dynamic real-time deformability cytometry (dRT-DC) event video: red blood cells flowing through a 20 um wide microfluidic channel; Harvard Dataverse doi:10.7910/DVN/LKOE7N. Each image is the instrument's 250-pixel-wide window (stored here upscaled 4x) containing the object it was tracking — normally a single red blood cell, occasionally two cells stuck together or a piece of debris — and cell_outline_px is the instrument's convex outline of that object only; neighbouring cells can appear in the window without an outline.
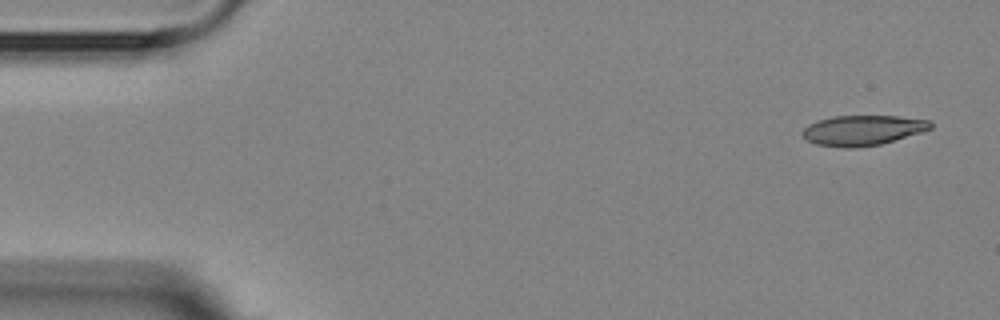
{"species": "Egyptian fruit bat (a non-hibernating species)", "species_latin": "Rousettus aegyptiacus", "temperature_condition": "room temperature", "stored_images_in_passage": 4, "camera_frame_rate_fps": 3000, "um_per_image_px": 0.085, "animal": {"sex": "female"}, "frame": {"image": 1, "passage_image": 1, "time_ms": 0.0, "image_size_px": [1000, 320], "cell_outline_px": [[932, 128], [924, 132], [880, 144], [852, 148], [844, 148], [816, 144], [808, 140], [800, 132], [808, 124], [832, 116], [896, 116], [932, 120]], "centroid_in_image_um": [73.36, 11.07], "position_along_channel_um": 11.6, "area_um2": 22.54}}